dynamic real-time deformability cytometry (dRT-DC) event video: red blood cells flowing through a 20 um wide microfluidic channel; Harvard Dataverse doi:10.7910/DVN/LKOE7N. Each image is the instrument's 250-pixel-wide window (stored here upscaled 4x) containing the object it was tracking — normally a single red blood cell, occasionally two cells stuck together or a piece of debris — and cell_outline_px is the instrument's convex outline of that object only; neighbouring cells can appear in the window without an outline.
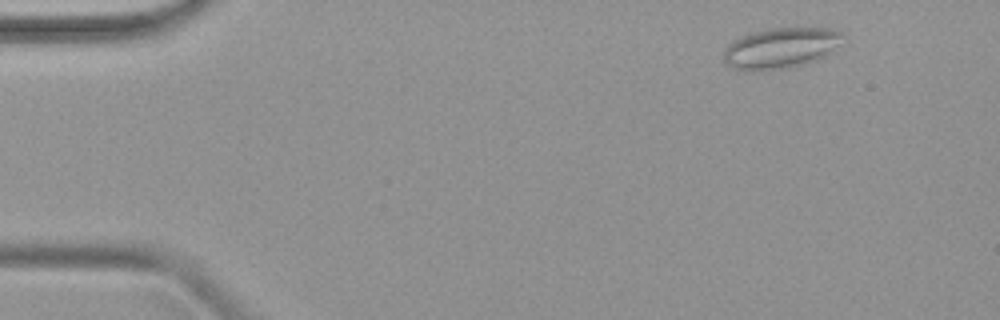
{"species": "common noctule bat (a hibernating species)", "species_latin": "Nyctalus noctula", "temperature_condition": "warm", "stored_images_in_passage": 3, "camera_frame_rate_fps": 3000, "um_per_image_px": 0.085, "animal": {"sex": "female", "body_mass_g": 19.9}, "frame": {"image": 1, "passage_image": 1, "time_ms": 0.0, "image_size_px": [1000, 320], "cell_outline_px": [[848, 40], [824, 56], [816, 60], [804, 64], [788, 68], [752, 72], [748, 72], [732, 68], [724, 64], [724, 48], [732, 40], [740, 36], [752, 32], [768, 28], [816, 24], [832, 28], [844, 32]], "centroid_in_image_um": [66.45, 4.03], "position_along_channel_um": 18.6, "area_um2": 30.06}}